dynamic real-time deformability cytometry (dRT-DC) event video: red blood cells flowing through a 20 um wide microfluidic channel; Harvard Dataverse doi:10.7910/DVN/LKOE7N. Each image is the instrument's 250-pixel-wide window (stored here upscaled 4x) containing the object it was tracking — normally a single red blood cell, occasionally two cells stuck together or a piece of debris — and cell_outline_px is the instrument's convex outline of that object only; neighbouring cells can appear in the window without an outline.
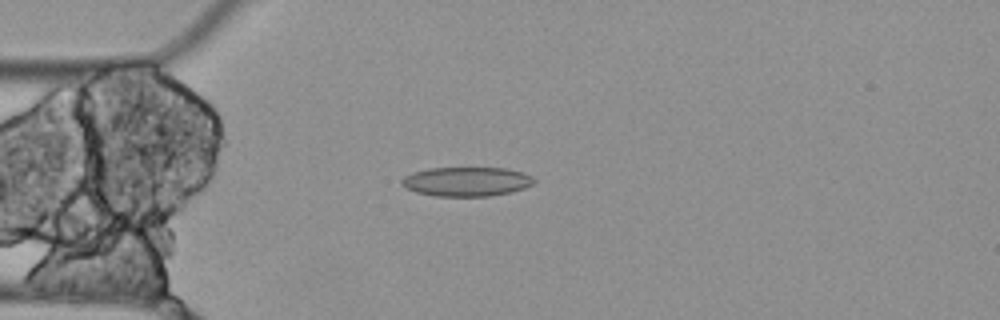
{"species": "Egyptian fruit bat (a non-hibernating species)", "species_latin": "Rousettus aegyptiacus", "temperature_condition": "cold", "stored_images_in_passage": 3, "camera_frame_rate_fps": 3000, "um_per_image_px": 0.085, "animal": {"sex": "female"}, "frame": {"image": 1, "passage_image": 3, "time_ms": 0.667, "image_size_px": [1000, 320], "cell_outline_px": [[536, 180], [532, 184], [524, 188], [512, 192], [488, 196], [436, 196], [416, 192], [400, 184], [400, 180], [404, 176], [412, 172], [428, 168], [508, 168], [524, 172], [532, 176]], "centroid_in_image_um": [39.67, 15.42], "position_along_channel_um": 45.3, "area_um2": 22.72}}